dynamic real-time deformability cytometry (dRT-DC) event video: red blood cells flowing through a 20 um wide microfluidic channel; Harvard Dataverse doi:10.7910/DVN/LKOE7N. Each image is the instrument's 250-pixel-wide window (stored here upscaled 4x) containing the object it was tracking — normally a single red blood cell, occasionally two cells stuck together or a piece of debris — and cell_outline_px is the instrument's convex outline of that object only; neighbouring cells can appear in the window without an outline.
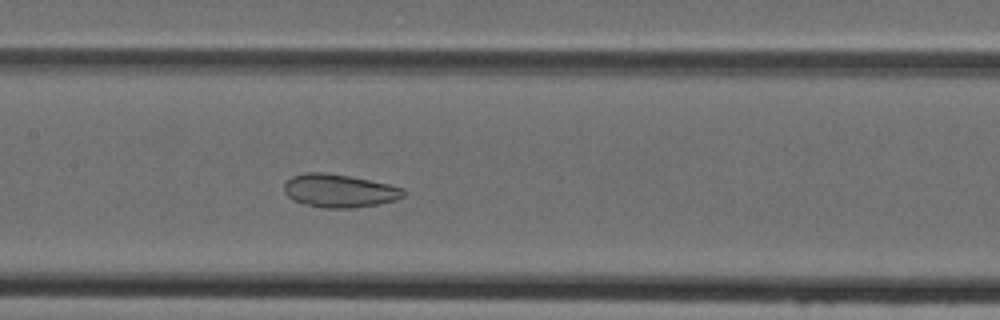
{"species": "Egyptian fruit bat (a non-hibernating species)", "species_latin": "Rousettus aegyptiacus", "temperature_condition": "cold", "stored_images_in_passage": 45, "camera_frame_rate_fps": 3000, "um_per_image_px": 0.085, "animal": {"sex": "female"}, "frame": {"image": 1, "passage_image": 20, "time_ms": 6.333, "image_size_px": [1000, 320], "cell_outline_px": [[408, 192], [404, 196], [396, 200], [376, 204], [352, 208], [324, 208], [304, 204], [292, 200], [284, 192], [284, 184], [292, 176], [308, 172], [320, 172], [348, 176], [388, 184], [404, 188]], "centroid_in_image_um": [28.85, 16.22], "position_along_channel_um": 178.6, "area_um2": 23.0}}
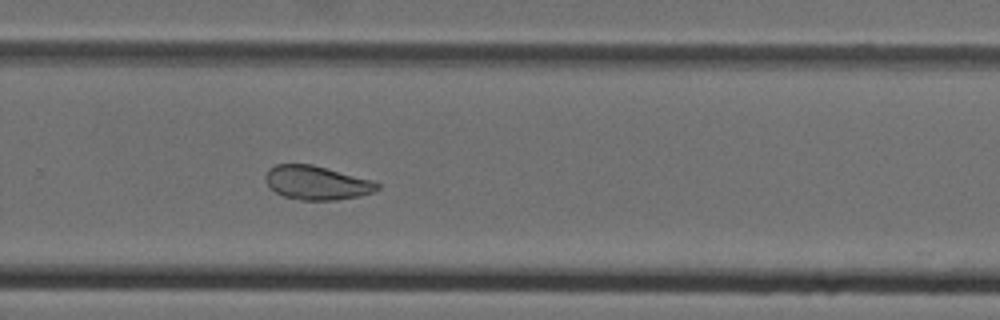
{"frame": {"image": 2, "passage_image": 29, "time_ms": 9.333, "image_size_px": [1000, 320], "cell_outline_px": [[380, 188], [372, 192], [360, 196], [336, 200], [300, 200], [284, 196], [276, 192], [264, 180], [264, 176], [268, 168], [276, 164], [312, 164], [372, 180], [380, 184]], "centroid_in_image_um": [26.91, 15.53], "position_along_channel_um": 302.9, "area_um2": 22.08}}
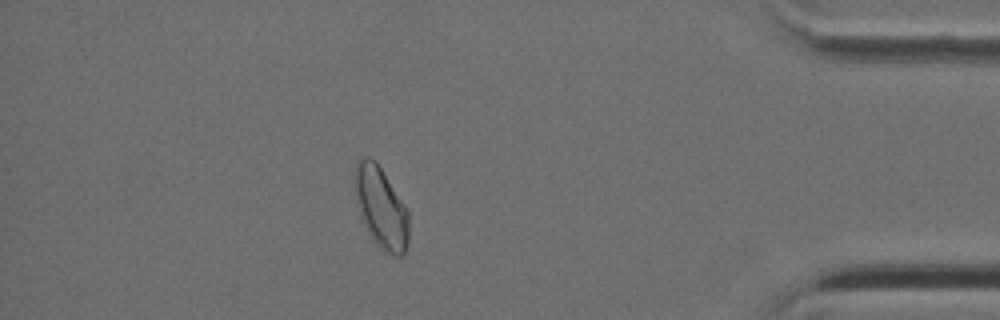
{"frame": {"image": 3, "passage_image": 39, "time_ms": 12.667, "image_size_px": [1000, 320], "cell_outline_px": [[408, 244], [404, 252], [400, 256], [388, 252], [380, 248], [372, 240], [360, 216], [356, 204], [352, 180], [352, 172], [356, 160], [360, 156], [368, 156], [376, 160], [408, 208]], "centroid_in_image_um": [32.33, 17.54], "position_along_channel_um": 402.9, "area_um2": 26.41}}